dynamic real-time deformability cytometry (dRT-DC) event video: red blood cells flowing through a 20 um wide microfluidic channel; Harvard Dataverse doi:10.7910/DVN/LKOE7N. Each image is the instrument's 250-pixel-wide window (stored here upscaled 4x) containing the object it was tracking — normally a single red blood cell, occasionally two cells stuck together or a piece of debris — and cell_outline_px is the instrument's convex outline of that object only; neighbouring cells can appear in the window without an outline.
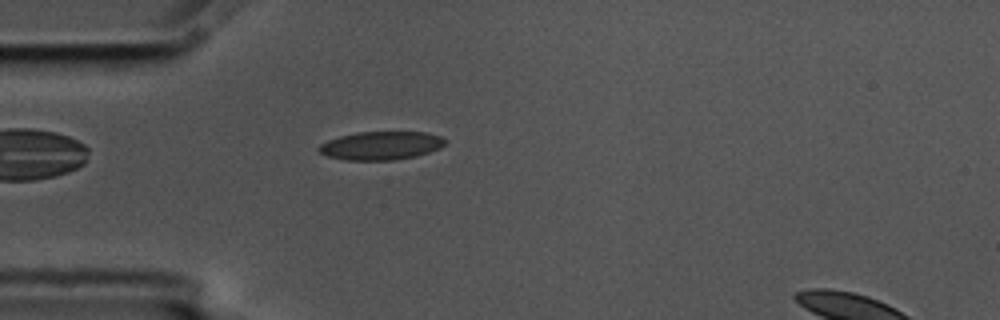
{"species": "common noctule bat (a hibernating species)", "species_latin": "Nyctalus noctula", "temperature_condition": "cold", "stored_images_in_passage": 5, "camera_frame_rate_fps": 3000, "um_per_image_px": 0.085, "animal": {"sex": "male", "body_mass_g": 17.5, "forearm_length_mm": 52.3}, "frame": {"image": 1, "passage_image": 5, "time_ms": 1.333, "image_size_px": [1000, 320], "cell_outline_px": [[448, 140], [440, 148], [416, 156], [392, 160], [348, 160], [328, 156], [320, 152], [316, 148], [320, 144], [328, 140], [340, 136], [356, 132], [424, 132], [440, 136]], "centroid_in_image_um": [32.38, 12.37], "position_along_channel_um": 52.6, "area_um2": 20.81}}